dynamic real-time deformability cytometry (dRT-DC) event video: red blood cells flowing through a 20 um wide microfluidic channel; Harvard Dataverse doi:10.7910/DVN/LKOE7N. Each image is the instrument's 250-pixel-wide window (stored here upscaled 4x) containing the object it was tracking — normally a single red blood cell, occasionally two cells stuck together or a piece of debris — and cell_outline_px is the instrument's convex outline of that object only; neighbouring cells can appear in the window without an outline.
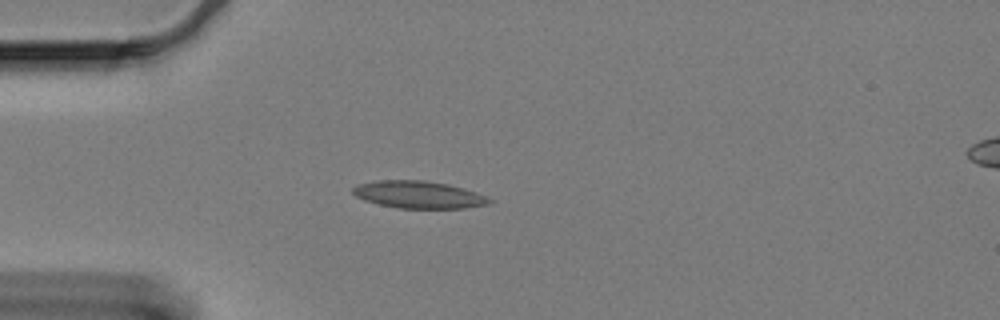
{"species": "Egyptian fruit bat (a non-hibernating species)", "species_latin": "Rousettus aegyptiacus", "temperature_condition": "cold", "stored_images_in_passage": 37, "camera_frame_rate_fps": 3000, "um_per_image_px": 0.085, "animal": {"sex": "female"}, "frame": {"image": 1, "passage_image": 1, "time_ms": 0.0, "image_size_px": [1000, 320], "cell_outline_px": [[492, 204], [464, 208], [400, 208], [380, 204], [364, 200], [356, 196], [352, 192], [352, 188], [356, 184], [380, 180], [424, 180], [448, 184], [476, 192], [492, 200]], "centroid_in_image_um": [35.58, 16.54], "position_along_channel_um": 49.4, "area_um2": 21.62}}
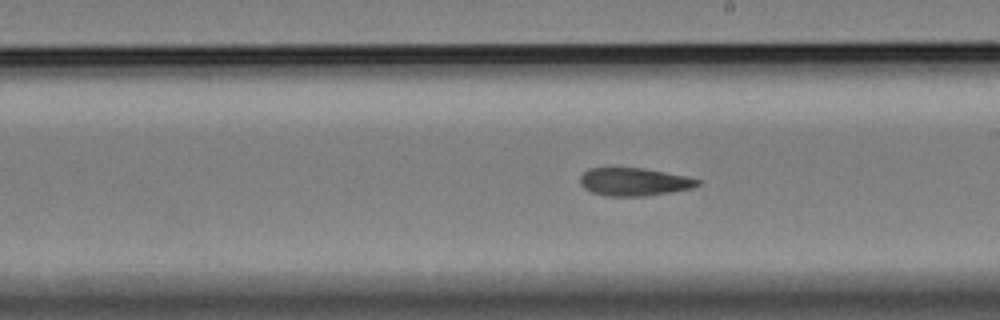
{"frame": {"image": 2, "passage_image": 19, "time_ms": 6.0, "image_size_px": [1000, 320], "cell_outline_px": [[700, 184], [692, 188], [672, 192], [644, 196], [604, 196], [592, 192], [584, 188], [580, 184], [580, 176], [588, 168], [644, 168], [688, 176], [700, 180]], "centroid_in_image_um": [53.9, 15.45], "position_along_channel_um": 235.1, "area_um2": 19.25}}
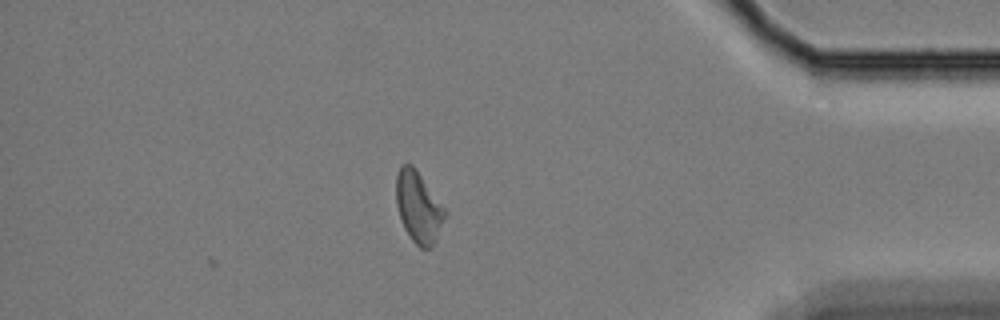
{"frame": {"image": 3, "passage_image": 37, "time_ms": 12.0, "image_size_px": [1000, 320], "cell_outline_px": [[448, 212], [436, 240], [432, 248], [420, 248], [412, 240], [404, 228], [396, 204], [396, 176], [400, 168], [404, 164], [412, 164]], "centroid_in_image_um": [35.58, 17.63], "position_along_channel_um": 399.6, "area_um2": 20.11}, "authors_computed_cell_mechanics": {"area_um2": 19.7098, "velocity_mm_per_s": 3.2925, "shape_relaxation_time_tau1_ms": null, "shape_relaxation_time_tau2_ms": 4.5298, "deformation_change_tau1": null, "deformation_change_tau2": 0.1129}}